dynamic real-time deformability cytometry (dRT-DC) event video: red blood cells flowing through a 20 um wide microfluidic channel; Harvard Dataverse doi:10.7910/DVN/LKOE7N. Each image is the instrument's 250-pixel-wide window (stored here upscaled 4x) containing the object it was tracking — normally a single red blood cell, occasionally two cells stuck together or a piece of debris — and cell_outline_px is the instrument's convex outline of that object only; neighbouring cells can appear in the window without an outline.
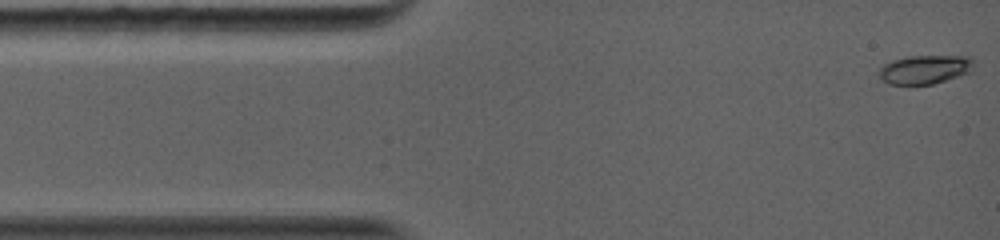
{"species": "common noctule bat (a hibernating species)", "species_latin": "Nyctalus noctula", "temperature_condition": "warm", "stored_images_in_passage": 39, "camera_frame_rate_fps": 5000, "um_per_image_px": 0.085, "animal": {"sex": "female", "body_mass_g": 19.0, "forearm_length_mm": 56.7}, "frame": {"image": 1, "passage_image": 1, "time_ms": 0.0, "image_size_px": [1000, 240], "cell_outline_px": [[972, 72], [960, 76], [932, 84], [888, 84], [880, 80], [876, 72], [884, 64], [892, 60], [908, 56], [972, 56]], "centroid_in_image_um": [78.58, 5.91], "position_along_channel_um": 6.4, "area_um2": 16.13}}
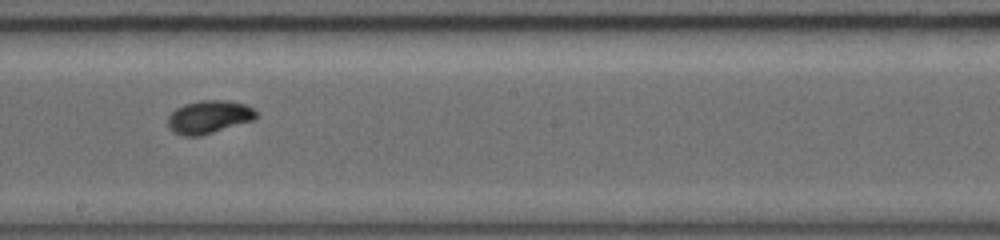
{"frame": {"image": 2, "passage_image": 19, "time_ms": 7.2, "image_size_px": [1000, 240], "cell_outline_px": [[256, 120], [200, 136], [184, 136], [172, 132], [168, 128], [168, 116], [176, 108], [184, 104], [200, 100], [228, 100], [244, 104], [252, 108], [256, 112]], "centroid_in_image_um": [17.75, 9.95], "position_along_channel_um": 230.5, "area_um2": 17.17}}
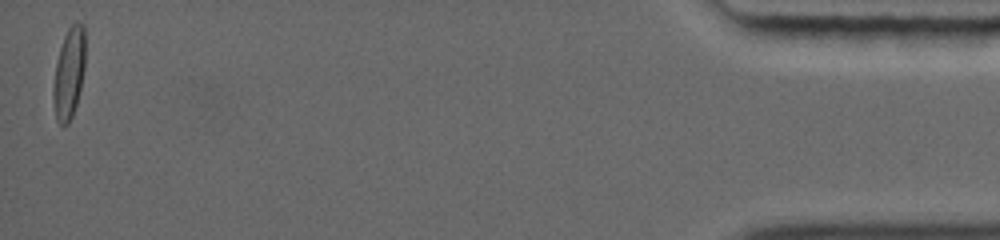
{"frame": {"image": 3, "passage_image": 38, "time_ms": 15.0, "image_size_px": [1000, 240], "cell_outline_px": [[84, 68], [80, 88], [76, 104], [72, 116], [68, 124], [60, 124], [56, 120], [52, 96], [52, 88], [56, 64], [60, 48], [64, 36], [68, 28], [76, 20], [84, 24]], "centroid_in_image_um": [5.85, 6.21], "position_along_channel_um": 429.4, "area_um2": 16.88}, "authors_computed_cell_mechanics": {"area_um2": 16.2418, "velocity_mm_per_s": 4.1842, "shape_relaxation_time_tau1_ms": 2.7611, "shape_relaxation_time_tau2_ms": 1.7056, "deformation_change_tau1": 0.1528, "deformation_change_tau2": 0.0425}}